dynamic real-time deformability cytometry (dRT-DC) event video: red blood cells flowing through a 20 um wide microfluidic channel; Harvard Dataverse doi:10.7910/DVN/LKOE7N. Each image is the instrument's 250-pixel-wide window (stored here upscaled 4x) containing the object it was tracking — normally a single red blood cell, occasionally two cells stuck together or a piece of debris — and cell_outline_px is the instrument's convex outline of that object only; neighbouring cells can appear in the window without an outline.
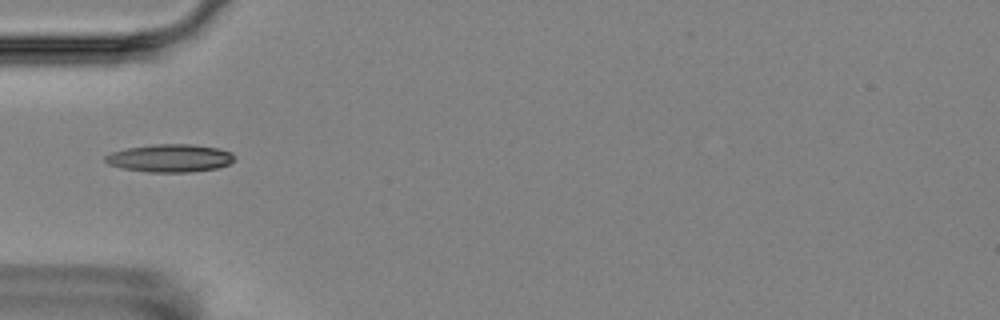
{"species": "Egyptian fruit bat (a non-hibernating species)", "species_latin": "Rousettus aegyptiacus", "temperature_condition": "room temperature", "stored_images_in_passage": 12, "camera_frame_rate_fps": 3000, "um_per_image_px": 0.085, "animal": {"sex": "female"}, "frame": {"image": 1, "passage_image": 3, "time_ms": 3.333, "image_size_px": [1000, 320], "cell_outline_px": [[236, 160], [228, 164], [216, 168], [192, 172], [148, 172], [124, 168], [108, 164], [104, 160], [104, 156], [112, 152], [128, 148], [152, 144], [192, 144], [220, 148], [232, 152]], "centroid_in_image_um": [14.48, 13.43], "position_along_channel_um": 70.5, "area_um2": 21.04}}
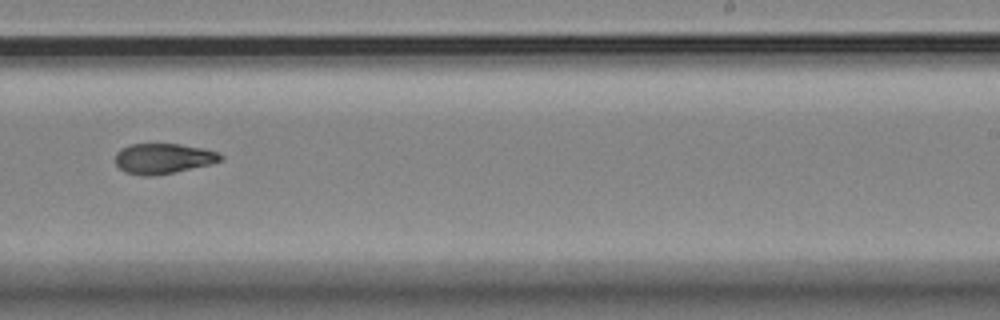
{"frame": {"image": 2, "passage_image": 8, "time_ms": 9.0, "image_size_px": [1000, 320], "cell_outline_px": [[224, 160], [208, 164], [172, 172], [152, 176], [144, 176], [124, 172], [116, 164], [116, 152], [120, 148], [132, 144], [180, 144], [204, 148], [216, 152], [224, 156]], "centroid_in_image_um": [13.86, 13.46], "position_along_channel_um": 275.1, "area_um2": 18.44}}
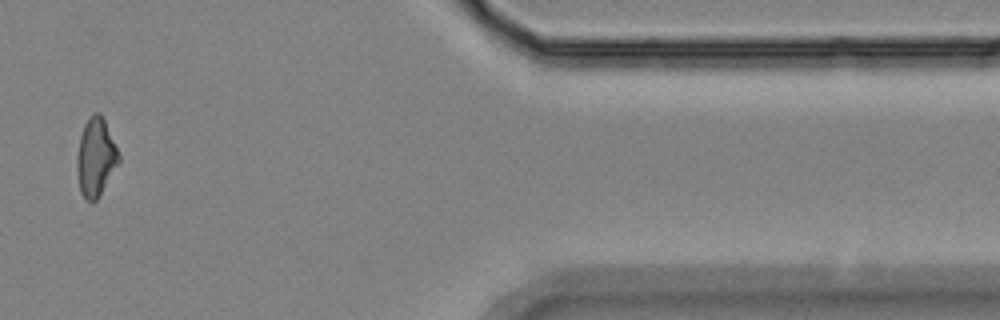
{"frame": {"image": 3, "passage_image": 12, "time_ms": 13.667, "image_size_px": [1000, 320], "cell_outline_px": [[120, 160], [100, 196], [92, 204], [80, 192], [76, 168], [76, 156], [80, 136], [84, 124], [92, 112], [100, 112], [104, 120], [120, 156]], "centroid_in_image_um": [8.12, 13.38], "position_along_channel_um": 403.3, "area_um2": 19.07}, "authors_computed_cell_mechanics": {"area_um2": 19.1896, "velocity_mm_per_s": 3.6073, "shape_relaxation_time_tau1_ms": null, "shape_relaxation_time_tau2_ms": 6.5382, "deformation_change_tau1": null, "deformation_change_tau2": 0.1365}}